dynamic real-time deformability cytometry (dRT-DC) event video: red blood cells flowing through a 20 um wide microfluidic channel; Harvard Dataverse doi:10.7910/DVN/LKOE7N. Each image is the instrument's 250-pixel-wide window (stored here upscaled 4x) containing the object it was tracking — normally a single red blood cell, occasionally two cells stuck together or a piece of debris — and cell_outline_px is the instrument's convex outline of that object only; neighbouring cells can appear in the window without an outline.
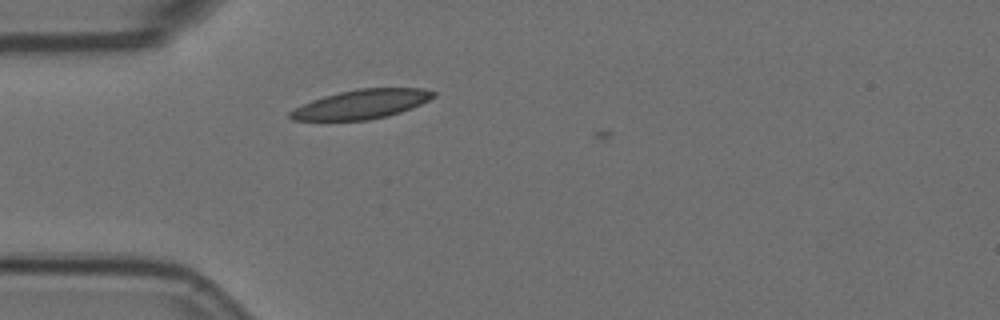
{"species": "Egyptian fruit bat (a non-hibernating species)", "species_latin": "Rousettus aegyptiacus", "temperature_condition": "room temperature", "stored_images_in_passage": 3, "camera_frame_rate_fps": 3000, "um_per_image_px": 0.085, "animal": {"sex": "female"}, "frame": {"image": 1, "passage_image": 2, "time_ms": 0.333, "image_size_px": [1000, 320], "cell_outline_px": [[436, 96], [412, 108], [388, 116], [368, 120], [292, 120], [288, 116], [288, 112], [312, 100], [324, 96], [340, 92], [360, 88], [424, 88], [436, 92]], "centroid_in_image_um": [30.75, 8.85], "position_along_channel_um": 54.2, "area_um2": 24.22}}